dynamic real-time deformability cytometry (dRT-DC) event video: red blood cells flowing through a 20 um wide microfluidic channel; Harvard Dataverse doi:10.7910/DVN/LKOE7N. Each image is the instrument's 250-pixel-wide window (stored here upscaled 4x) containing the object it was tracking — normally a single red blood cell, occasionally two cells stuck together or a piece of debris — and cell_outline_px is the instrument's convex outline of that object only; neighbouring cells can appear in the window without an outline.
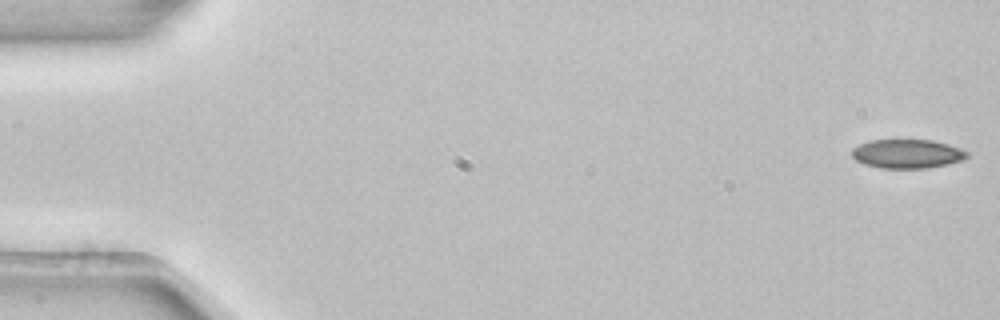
{"species": "common noctule bat (a hibernating species)", "species_latin": "Nyctalus noctula", "temperature_condition": "room temperature", "stored_images_in_passage": 53, "camera_frame_rate_fps": 3000, "um_per_image_px": 0.085, "animal": {"sex": "female", "body_mass_g": 22.7, "forearm_length_mm": 54.2}, "frame": {"image": 1, "passage_image": 1, "time_ms": 0.0, "image_size_px": [1000, 320], "cell_outline_px": [[968, 156], [964, 160], [948, 164], [924, 168], [880, 168], [864, 164], [856, 160], [852, 156], [852, 148], [868, 140], [932, 140], [948, 144], [960, 148], [968, 152]], "centroid_in_image_um": [77.12, 13.07], "position_along_channel_um": 7.9, "area_um2": 19.48}}
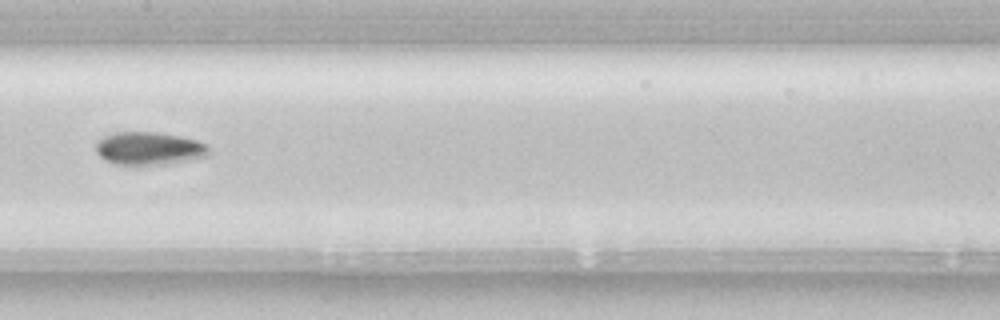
{"frame": {"image": 2, "passage_image": 27, "time_ms": 8.667, "image_size_px": [1000, 320], "cell_outline_px": [[208, 156], [168, 164], [116, 164], [104, 160], [96, 152], [96, 144], [104, 136], [116, 132], [156, 132], [180, 136], [196, 140], [204, 144], [208, 148]], "centroid_in_image_um": [12.65, 12.61], "position_along_channel_um": 194.7, "area_um2": 21.44}}
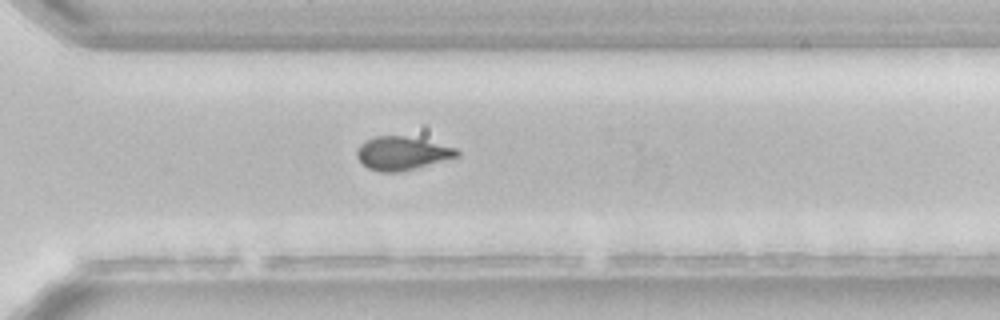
{"frame": {"image": 3, "passage_image": 38, "time_ms": 12.333, "image_size_px": [1000, 320], "cell_outline_px": [[460, 156], [396, 172], [380, 172], [368, 168], [356, 156], [356, 152], [360, 144], [364, 140], [376, 136], [404, 136], [456, 148], [460, 152]], "centroid_in_image_um": [34.13, 13.02], "position_along_channel_um": 336.5, "area_um2": 18.96}, "authors_computed_cell_mechanics": {"area_um2": 20.3456, "velocity_mm_per_s": 3.884, "shape_relaxation_time_tau1_ms": 3.6628, "shape_relaxation_time_tau2_ms": null, "deformation_change_tau1": 0.0967, "deformation_change_tau2": null}}